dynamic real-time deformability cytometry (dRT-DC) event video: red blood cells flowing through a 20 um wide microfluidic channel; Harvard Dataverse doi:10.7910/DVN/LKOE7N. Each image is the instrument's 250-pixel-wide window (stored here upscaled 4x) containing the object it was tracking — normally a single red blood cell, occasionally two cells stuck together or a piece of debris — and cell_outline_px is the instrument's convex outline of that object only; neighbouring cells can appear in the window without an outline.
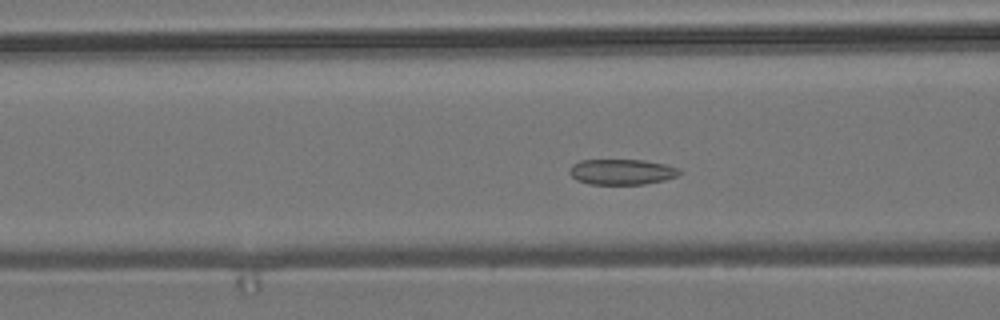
{"species": "common noctule bat (a hibernating species)", "species_latin": "Nyctalus noctula", "temperature_condition": "room temperature", "stored_images_in_passage": 55, "camera_frame_rate_fps": 3000, "um_per_image_px": 0.085, "animal": {"sex": "male", "body_mass_g": 19.2, "forearm_length_mm": 51.8}, "frame": {"image": 1, "passage_image": 20, "time_ms": 6.333, "image_size_px": [1000, 320], "cell_outline_px": [[684, 172], [676, 176], [664, 180], [644, 184], [588, 184], [576, 180], [568, 172], [572, 164], [580, 160], [644, 160], [664, 164], [680, 168]], "centroid_in_image_um": [52.85, 14.61], "position_along_channel_um": 113.7, "area_um2": 16.47}}
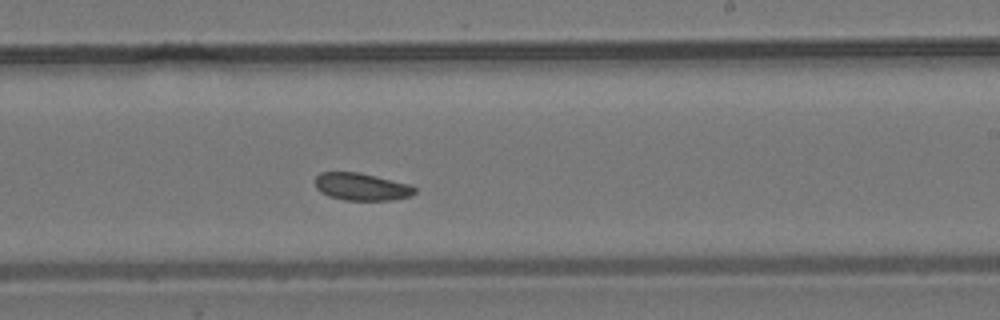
{"frame": {"image": 2, "passage_image": 32, "time_ms": 10.333, "image_size_px": [1000, 320], "cell_outline_px": [[416, 192], [408, 196], [392, 200], [344, 200], [328, 196], [320, 192], [316, 188], [316, 176], [320, 172], [356, 172], [412, 184], [416, 188]], "centroid_in_image_um": [30.73, 15.87], "position_along_channel_um": 258.3, "area_um2": 15.9}}
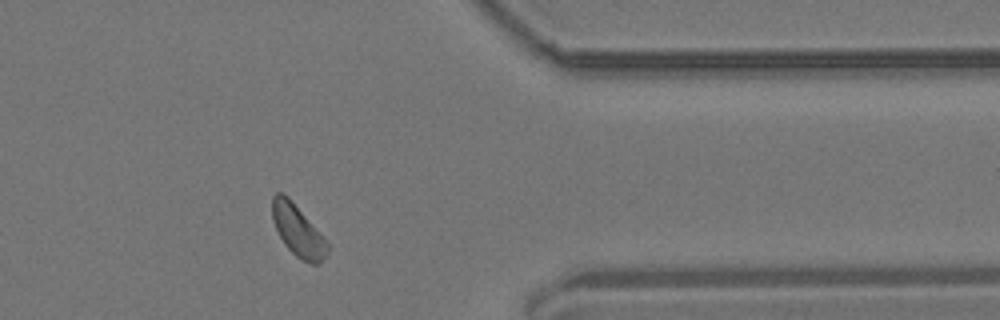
{"frame": {"image": 3, "passage_image": 44, "time_ms": 14.333, "image_size_px": [1000, 320], "cell_outline_px": [[328, 252], [320, 264], [312, 264], [296, 256], [284, 244], [272, 220], [272, 196], [276, 192], [280, 192], [288, 196], [328, 244]], "centroid_in_image_um": [25.28, 19.6], "position_along_channel_um": 386.1, "area_um2": 16.07}, "authors_computed_cell_mechanics": {"area_um2": 16.5886, "velocity_mm_per_s": 3.6213, "shape_relaxation_time_tau1_ms": null, "shape_relaxation_time_tau2_ms": 5.298, "deformation_change_tau1": null, "deformation_change_tau2": 0.0826}}